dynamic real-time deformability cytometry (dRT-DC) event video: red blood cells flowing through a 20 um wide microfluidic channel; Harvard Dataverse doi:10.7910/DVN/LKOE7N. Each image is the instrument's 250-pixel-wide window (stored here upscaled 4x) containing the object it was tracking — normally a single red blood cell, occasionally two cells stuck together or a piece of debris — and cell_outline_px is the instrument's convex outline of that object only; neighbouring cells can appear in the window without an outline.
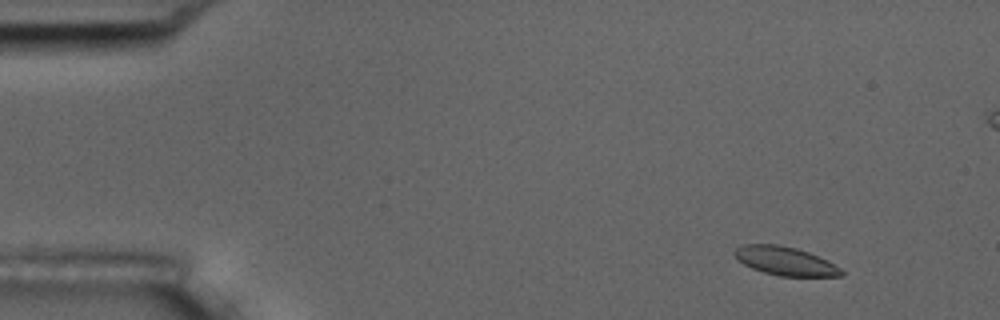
{"species": "common noctule bat (a hibernating species)", "species_latin": "Nyctalus noctula", "temperature_condition": "room temperature", "stored_images_in_passage": 6, "camera_frame_rate_fps": 3000, "um_per_image_px": 0.085, "animal": {"sex": "male", "body_mass_g": 17.5, "forearm_length_mm": 52.3}, "frame": {"image": 1, "passage_image": 2, "time_ms": 1.0, "image_size_px": [1000, 320], "cell_outline_px": [[844, 276], [780, 276], [764, 272], [752, 268], [736, 260], [732, 252], [736, 248], [744, 244], [776, 244], [796, 248], [808, 252], [828, 260], [840, 268], [844, 272]], "centroid_in_image_um": [66.72, 22.18], "position_along_channel_um": 18.3, "area_um2": 17.86}}